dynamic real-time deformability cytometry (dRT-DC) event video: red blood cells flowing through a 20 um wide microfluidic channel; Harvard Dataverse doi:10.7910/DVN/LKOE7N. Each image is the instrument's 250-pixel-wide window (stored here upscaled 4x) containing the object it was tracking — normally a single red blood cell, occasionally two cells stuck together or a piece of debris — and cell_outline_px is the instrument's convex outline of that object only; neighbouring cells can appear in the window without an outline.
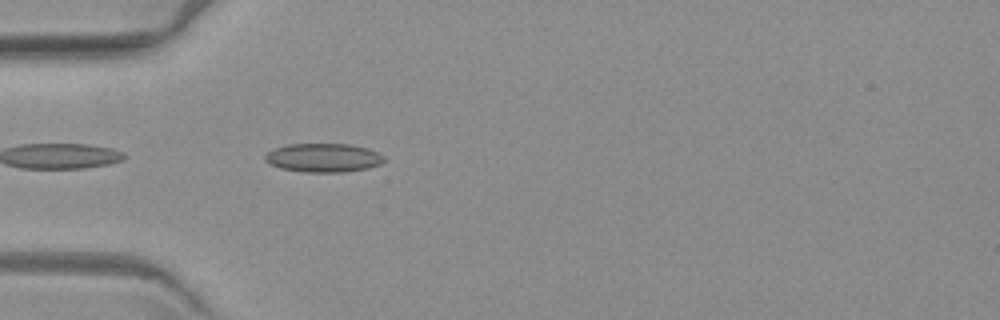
{"species": "common noctule bat (a hibernating species)", "species_latin": "Nyctalus noctula", "temperature_condition": "warm", "stored_images_in_passage": 2, "camera_frame_rate_fps": 3000, "um_per_image_px": 0.085, "animal": {"sex": "female", "body_mass_g": 19.3, "forearm_length_mm": 54.1}, "frame": {"image": 1, "passage_image": 2, "time_ms": 1.0, "image_size_px": [1000, 320], "cell_outline_px": [[384, 160], [380, 164], [368, 168], [344, 172], [304, 172], [280, 168], [268, 164], [264, 160], [264, 156], [268, 152], [276, 148], [288, 144], [348, 144], [368, 148], [384, 156]], "centroid_in_image_um": [27.47, 13.41], "position_along_channel_um": 57.5, "area_um2": 19.94}}